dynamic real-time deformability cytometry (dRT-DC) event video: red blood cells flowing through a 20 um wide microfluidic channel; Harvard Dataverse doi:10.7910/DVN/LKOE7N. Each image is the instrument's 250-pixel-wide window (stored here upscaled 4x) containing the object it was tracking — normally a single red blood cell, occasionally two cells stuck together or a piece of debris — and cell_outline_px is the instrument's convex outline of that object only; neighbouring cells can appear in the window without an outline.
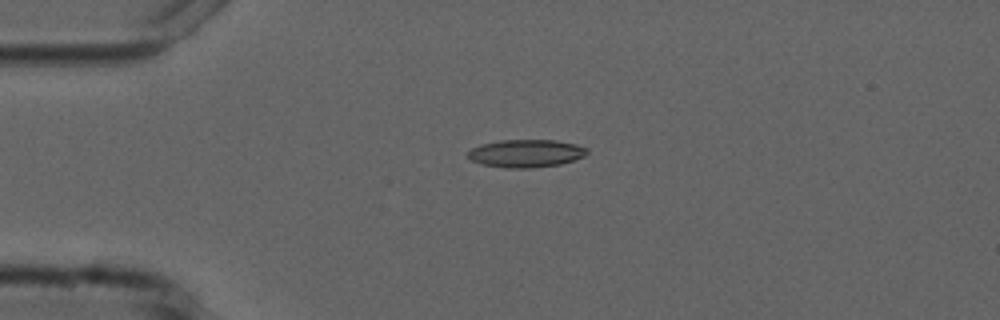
{"species": "common noctule bat (a hibernating species)", "species_latin": "Nyctalus noctula", "temperature_condition": "cold", "stored_images_in_passage": 9, "camera_frame_rate_fps": 3000, "um_per_image_px": 0.085, "animal": {"sex": "male", "forearm_length_mm": 52.5}, "frame": {"image": 1, "passage_image": 3, "time_ms": 4.0, "image_size_px": [1000, 320], "cell_outline_px": [[588, 152], [584, 156], [560, 164], [532, 168], [504, 168], [480, 164], [472, 160], [468, 156], [468, 152], [472, 148], [480, 144], [500, 140], [556, 140], [576, 144], [588, 148]], "centroid_in_image_um": [44.7, 13.03], "position_along_channel_um": 40.3, "area_um2": 19.36}}
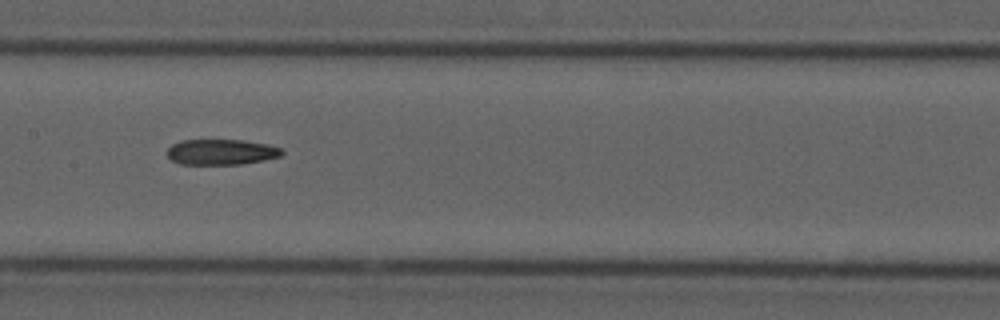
{"frame": {"image": 2, "passage_image": 7, "time_ms": 8.667, "image_size_px": [1000, 320], "cell_outline_px": [[284, 152], [280, 156], [264, 160], [240, 164], [180, 164], [172, 160], [168, 156], [168, 148], [172, 144], [180, 140], [244, 140], [268, 144], [280, 148]], "centroid_in_image_um": [18.81, 12.91], "position_along_channel_um": 188.6, "area_um2": 17.05}}
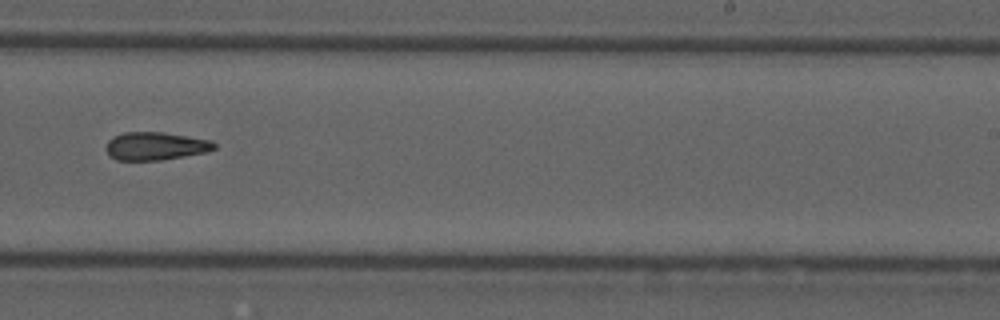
{"frame": {"image": 3, "passage_image": 9, "time_ms": 11.0, "image_size_px": [1000, 320], "cell_outline_px": [[216, 148], [204, 152], [184, 156], [160, 160], [116, 160], [108, 156], [104, 148], [108, 140], [112, 136], [124, 132], [164, 132], [212, 140], [216, 144]], "centroid_in_image_um": [13.16, 12.41], "position_along_channel_um": 275.8, "area_um2": 17.86}}